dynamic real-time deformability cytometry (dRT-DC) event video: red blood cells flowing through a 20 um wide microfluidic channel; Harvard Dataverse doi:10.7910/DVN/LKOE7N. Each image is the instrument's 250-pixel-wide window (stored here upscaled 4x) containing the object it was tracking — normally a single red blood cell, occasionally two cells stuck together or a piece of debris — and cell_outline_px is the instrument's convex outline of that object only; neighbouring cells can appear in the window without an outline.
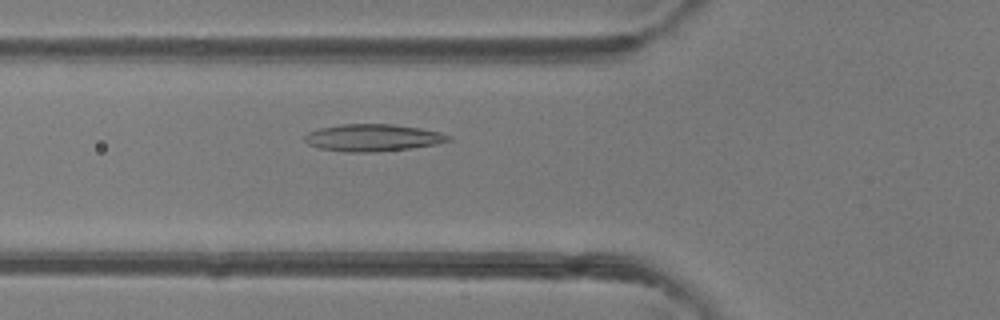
{"species": "common noctule bat (a hibernating species)", "species_latin": "Nyctalus noctula", "temperature_condition": "room temperature", "stored_images_in_passage": 49, "camera_frame_rate_fps": 3000, "um_per_image_px": 0.085, "animal": {"sex": "female"}, "frame": {"image": 1, "passage_image": 18, "time_ms": 5.667, "image_size_px": [1000, 320], "cell_outline_px": [[452, 140], [436, 144], [412, 148], [376, 152], [344, 152], [320, 148], [308, 144], [304, 140], [304, 136], [308, 132], [320, 128], [340, 124], [392, 124], [420, 128], [440, 132], [452, 136]], "centroid_in_image_um": [31.7, 11.71], "position_along_channel_um": 94.1, "area_um2": 22.83}}
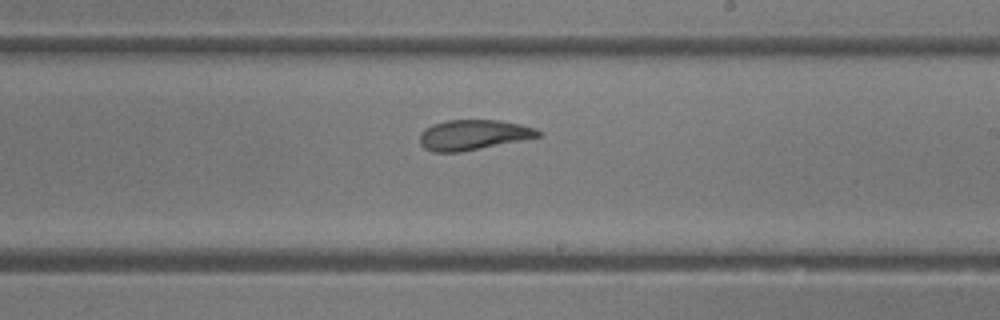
{"frame": {"image": 2, "passage_image": 29, "time_ms": 9.333, "image_size_px": [1000, 320], "cell_outline_px": [[544, 136], [460, 152], [432, 152], [424, 148], [420, 144], [420, 132], [424, 128], [432, 124], [448, 120], [500, 120], [520, 124], [536, 128], [544, 132]], "centroid_in_image_um": [40.26, 11.46], "position_along_channel_um": 248.7, "area_um2": 21.1}}
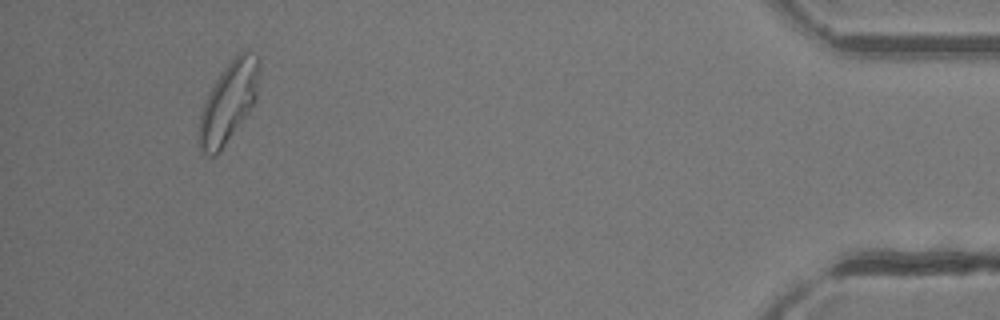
{"frame": {"image": 3, "passage_image": 46, "time_ms": 15.0, "image_size_px": [1000, 320], "cell_outline_px": [[260, 72], [256, 96], [248, 112], [220, 152], [212, 156], [208, 156], [200, 148], [200, 112], [208, 92], [224, 68], [240, 52], [248, 52], [256, 56], [260, 64]], "centroid_in_image_um": [19.43, 8.68], "position_along_channel_um": 415.8, "area_um2": 27.4}, "authors_computed_cell_mechanics": {"area_um2": 23.987, "velocity_mm_per_s": 4.2148, "shape_relaxation_time_tau1_ms": 4.2059, "shape_relaxation_time_tau2_ms": 2.1337, "deformation_change_tau1": 0.1268, "deformation_change_tau2": 0.0912}}